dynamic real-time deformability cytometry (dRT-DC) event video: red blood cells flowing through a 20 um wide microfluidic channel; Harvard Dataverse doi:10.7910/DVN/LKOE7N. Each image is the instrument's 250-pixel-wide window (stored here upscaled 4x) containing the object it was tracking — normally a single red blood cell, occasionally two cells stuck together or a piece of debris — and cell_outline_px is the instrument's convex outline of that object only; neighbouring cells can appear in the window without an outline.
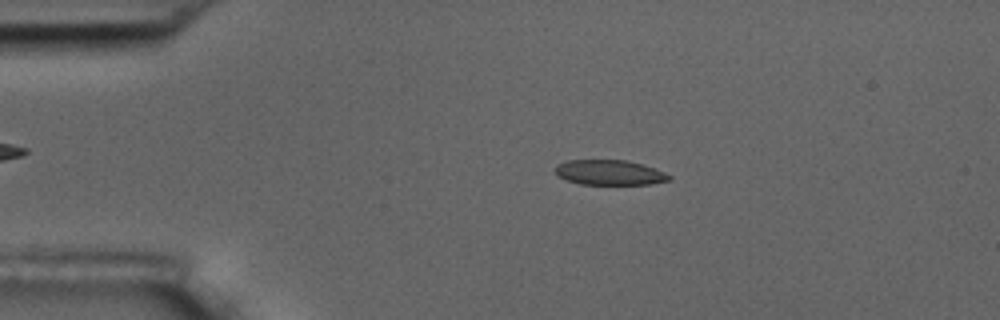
{"species": "common noctule bat (a hibernating species)", "species_latin": "Nyctalus noctula", "temperature_condition": "room temperature", "stored_images_in_passage": 5, "camera_frame_rate_fps": 3000, "um_per_image_px": 0.085, "animal": {"sex": "male", "body_mass_g": 17.5, "forearm_length_mm": 52.3}, "frame": {"image": 1, "passage_image": 3, "time_ms": 2.333, "image_size_px": [1000, 320], "cell_outline_px": [[672, 180], [648, 184], [580, 184], [556, 176], [556, 164], [568, 160], [628, 160], [664, 172], [672, 176]], "centroid_in_image_um": [51.8, 14.66], "position_along_channel_um": 33.2, "area_um2": 16.53}}